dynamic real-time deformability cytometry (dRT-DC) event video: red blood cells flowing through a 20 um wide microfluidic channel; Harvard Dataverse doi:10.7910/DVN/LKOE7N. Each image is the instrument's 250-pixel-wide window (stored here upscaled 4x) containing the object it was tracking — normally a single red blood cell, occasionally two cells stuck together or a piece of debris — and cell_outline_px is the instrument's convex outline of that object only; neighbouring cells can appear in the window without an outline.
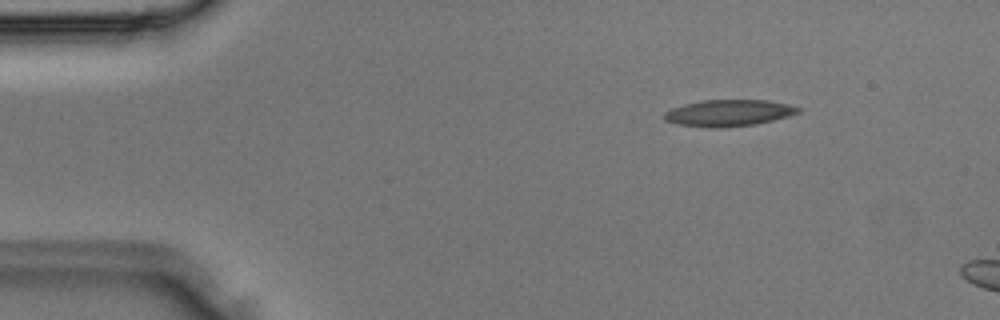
{"species": "Egyptian fruit bat (a non-hibernating species)", "species_latin": "Rousettus aegyptiacus", "temperature_condition": "room temperature", "stored_images_in_passage": 2, "camera_frame_rate_fps": 3000, "um_per_image_px": 0.085, "animal": {"sex": "male"}, "frame": {"image": 1, "passage_image": 1, "time_ms": 0.0, "image_size_px": [1000, 320], "cell_outline_px": [[800, 112], [788, 116], [756, 124], [724, 128], [712, 128], [676, 124], [664, 120], [664, 112], [672, 108], [684, 104], [704, 100], [768, 100], [788, 104], [800, 108]], "centroid_in_image_um": [61.91, 9.61], "position_along_channel_um": 23.1, "area_um2": 20.75}}